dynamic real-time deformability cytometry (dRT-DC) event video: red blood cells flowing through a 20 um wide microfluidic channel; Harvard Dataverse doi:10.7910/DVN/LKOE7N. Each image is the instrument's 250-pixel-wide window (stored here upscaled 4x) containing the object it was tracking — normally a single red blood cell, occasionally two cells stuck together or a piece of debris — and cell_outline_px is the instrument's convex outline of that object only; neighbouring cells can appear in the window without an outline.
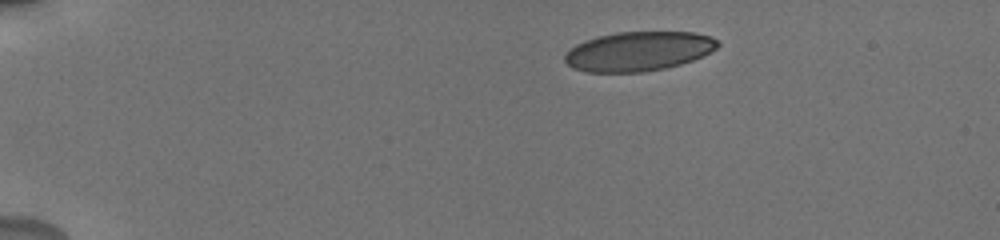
{"species": "human", "species_latin": "Homo sapiens", "temperature_condition": "cold", "stored_images_in_passage": 98, "camera_frame_rate_fps": 3000, "um_per_image_px": 0.085, "donor": {"sex": "male"}, "frame": {"image": 1, "passage_image": 1, "time_ms": 0.0, "image_size_px": [1000, 240], "cell_outline_px": [[720, 44], [716, 48], [692, 60], [680, 64], [664, 68], [640, 72], [588, 72], [572, 68], [564, 60], [564, 56], [576, 44], [584, 40], [616, 32], [692, 32], [712, 36], [720, 40]], "centroid_in_image_um": [54.28, 4.35], "position_along_channel_um": 30.7, "area_um2": 34.91}}
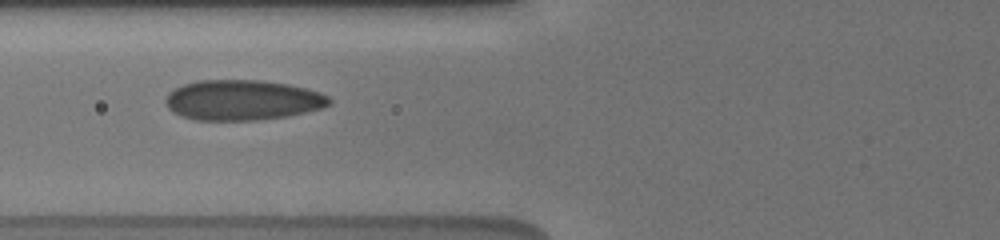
{"frame": {"image": 2, "passage_image": 33, "time_ms": 4.333, "image_size_px": [1000, 240], "cell_outline_px": [[332, 104], [320, 108], [288, 116], [256, 120], [196, 120], [180, 116], [172, 112], [164, 104], [164, 100], [168, 92], [184, 84], [196, 80], [260, 80], [288, 84], [320, 92], [328, 96], [332, 100]], "centroid_in_image_um": [20.57, 8.51], "position_along_channel_um": 105.2, "area_um2": 38.61}}
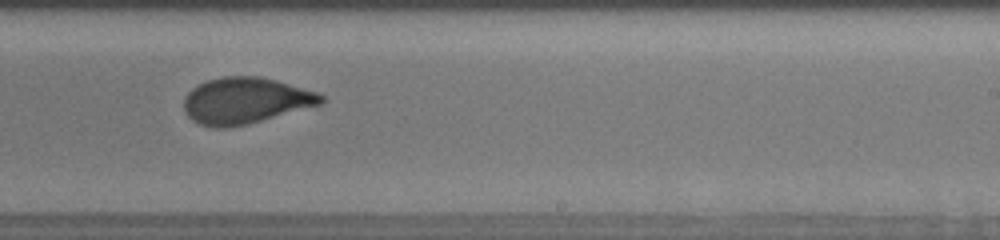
{"frame": {"image": 3, "passage_image": 56, "time_ms": 8.667, "image_size_px": [1000, 240], "cell_outline_px": [[324, 104], [228, 128], [216, 128], [200, 124], [192, 120], [184, 112], [184, 96], [192, 88], [208, 80], [224, 76], [256, 76], [276, 80], [320, 92], [324, 96]], "centroid_in_image_um": [20.88, 8.55], "position_along_channel_um": 268.1, "area_um2": 36.93}, "authors_computed_cell_mechanics": {"area_um2": 36.5874, "velocity_mm_per_s": 3.7664, "shape_relaxation_time_tau1_ms": 5.6782, "shape_relaxation_time_tau2_ms": 0.7306, "deformation_change_tau1": 0.158, "deformation_change_tau2": 0.047}}